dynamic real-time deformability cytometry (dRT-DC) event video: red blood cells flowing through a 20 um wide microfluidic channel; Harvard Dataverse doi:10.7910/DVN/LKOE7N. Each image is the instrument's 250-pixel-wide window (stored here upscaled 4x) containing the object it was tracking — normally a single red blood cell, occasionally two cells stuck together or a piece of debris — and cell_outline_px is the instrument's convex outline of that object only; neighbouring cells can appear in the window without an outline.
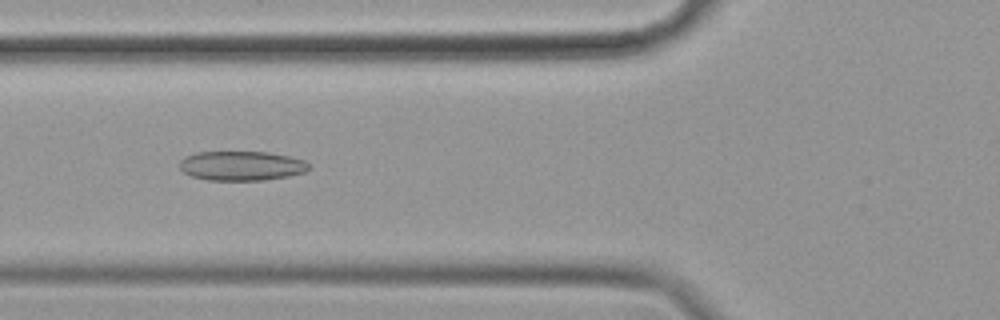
{"species": "common noctule bat (a hibernating species)", "species_latin": "Nyctalus noctula", "temperature_condition": "cold", "stored_images_in_passage": 50, "camera_frame_rate_fps": 3000, "um_per_image_px": 0.085, "animal": {"sex": "female", "body_mass_g": 19.9}, "frame": {"image": 1, "passage_image": 14, "time_ms": 4.333, "image_size_px": [1000, 320], "cell_outline_px": [[308, 168], [304, 172], [288, 176], [264, 180], [208, 180], [192, 176], [184, 172], [180, 168], [180, 160], [184, 156], [196, 152], [268, 152], [288, 156], [304, 160], [308, 164]], "centroid_in_image_um": [20.49, 14.09], "position_along_channel_um": 105.3, "area_um2": 22.08}}
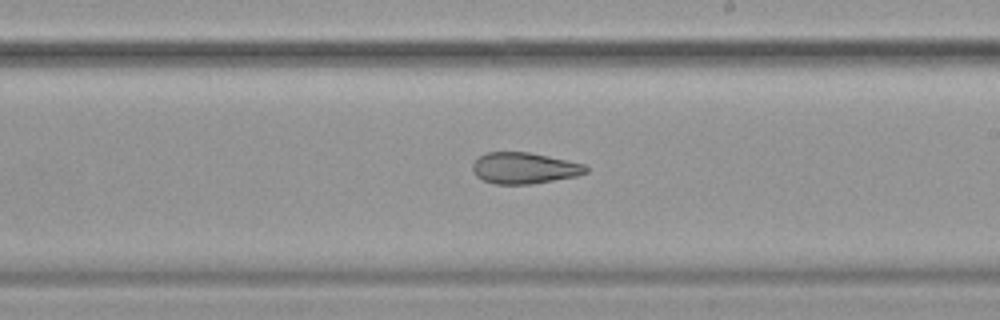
{"frame": {"image": 2, "passage_image": 26, "time_ms": 8.333, "image_size_px": [1000, 320], "cell_outline_px": [[588, 172], [576, 176], [532, 184], [496, 184], [484, 180], [476, 176], [472, 172], [472, 164], [480, 156], [488, 152], [528, 152], [548, 156], [584, 164], [588, 168]], "centroid_in_image_um": [44.55, 14.29], "position_along_channel_um": 244.4, "area_um2": 20.52}}
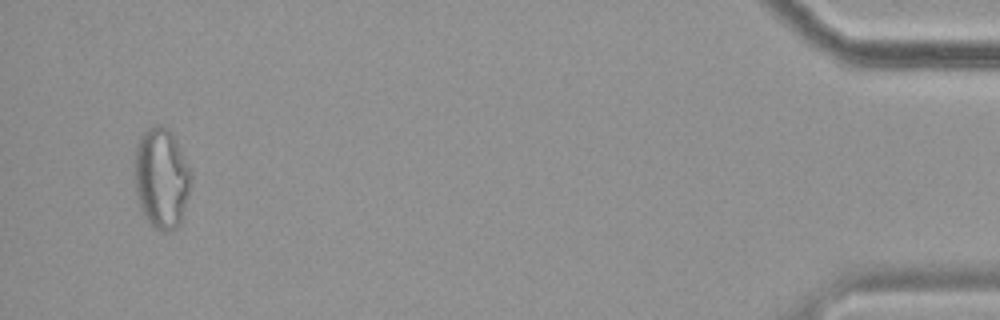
{"frame": {"image": 3, "passage_image": 48, "time_ms": 15.667, "image_size_px": [1000, 320], "cell_outline_px": [[192, 176], [188, 196], [180, 224], [172, 232], [160, 232], [152, 228], [144, 216], [140, 208], [136, 192], [136, 144], [140, 136], [152, 124], [160, 124], [168, 128], [172, 132], [192, 172]], "centroid_in_image_um": [13.74, 15.17], "position_along_channel_um": 421.5, "area_um2": 33.35}, "authors_computed_cell_mechanics": {"area_um2": 24.8251, "velocity_mm_per_s": 3.4824, "shape_relaxation_time_tau1_ms": null, "shape_relaxation_time_tau2_ms": 5.592, "deformation_change_tau1": null, "deformation_change_tau2": 0.1407}}